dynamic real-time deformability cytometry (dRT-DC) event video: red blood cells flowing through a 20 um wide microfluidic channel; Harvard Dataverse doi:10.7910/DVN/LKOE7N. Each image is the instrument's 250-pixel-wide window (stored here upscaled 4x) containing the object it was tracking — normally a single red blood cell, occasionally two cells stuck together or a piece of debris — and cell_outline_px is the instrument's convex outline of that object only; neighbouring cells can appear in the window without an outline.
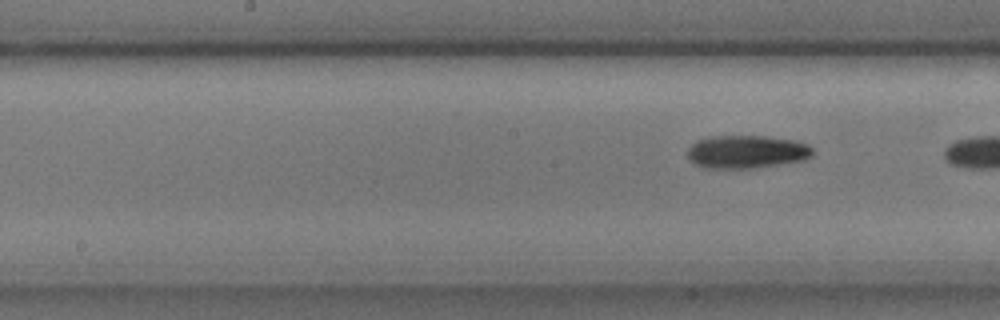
{"species": "common noctule bat (a hibernating species)", "species_latin": "Nyctalus noctula", "temperature_condition": "cold", "stored_images_in_passage": 10, "camera_frame_rate_fps": 3000, "um_per_image_px": 0.085, "animal": {"sex": "male", "body_mass_g": 17.9, "forearm_length_mm": 54.2}, "frame": {"image": 1, "passage_image": 10, "time_ms": 3.0, "image_size_px": [1000, 320], "cell_outline_px": [[812, 156], [804, 160], [752, 168], [708, 168], [696, 164], [688, 156], [688, 148], [696, 140], [712, 136], [764, 136], [796, 140], [808, 144], [812, 148]], "centroid_in_image_um": [63.48, 12.89], "position_along_channel_um": 184.7, "area_um2": 23.99}}